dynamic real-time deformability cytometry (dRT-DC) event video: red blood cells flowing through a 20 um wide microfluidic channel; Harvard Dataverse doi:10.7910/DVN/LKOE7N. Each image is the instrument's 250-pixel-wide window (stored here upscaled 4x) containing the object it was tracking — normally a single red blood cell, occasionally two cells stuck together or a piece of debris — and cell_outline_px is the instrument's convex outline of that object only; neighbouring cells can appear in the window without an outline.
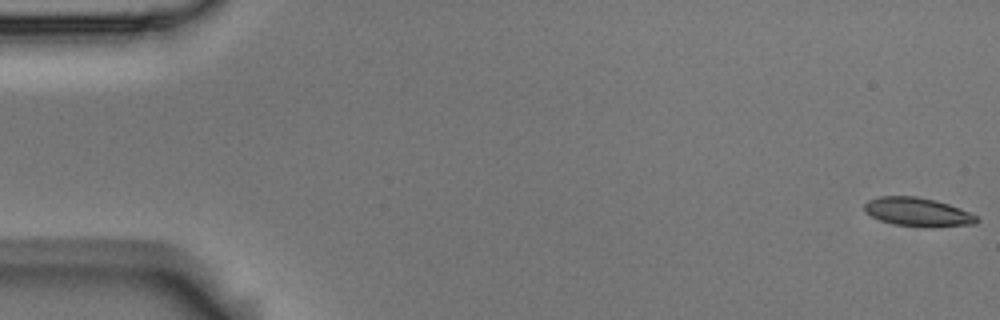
{"species": "Egyptian fruit bat (a non-hibernating species)", "species_latin": "Rousettus aegyptiacus", "temperature_condition": "room temperature", "stored_images_in_passage": 6, "segment_of_instrument_passage": [1, 2], "camera_frame_rate_fps": 3000, "um_per_image_px": 0.085, "animal": {"sex": "male"}, "frame": {"image": 1, "passage_image": 1, "time_ms": 0.0, "image_size_px": [1000, 320], "cell_outline_px": [[980, 220], [976, 224], [928, 228], [892, 224], [880, 220], [872, 216], [864, 208], [864, 204], [868, 200], [880, 196], [916, 196], [936, 200], [960, 208], [976, 216]], "centroid_in_image_um": [78.03, 18.03], "position_along_channel_um": 7.0, "area_um2": 18.9}}
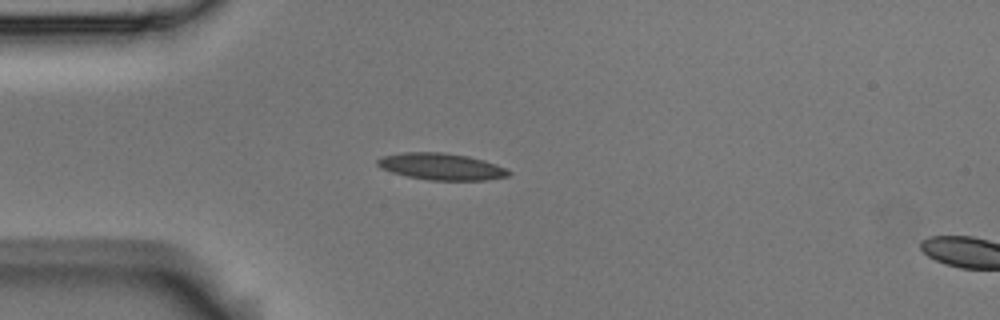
{"frame": {"image": 2, "passage_image": 5, "time_ms": 1.333, "image_size_px": [1000, 320], "cell_outline_px": [[512, 172], [508, 176], [488, 180], [428, 180], [408, 176], [392, 172], [380, 168], [376, 164], [376, 160], [380, 156], [404, 152], [444, 152], [468, 156], [484, 160], [508, 168]], "centroid_in_image_um": [37.52, 14.15], "position_along_channel_um": 47.5, "area_um2": 20.63}}